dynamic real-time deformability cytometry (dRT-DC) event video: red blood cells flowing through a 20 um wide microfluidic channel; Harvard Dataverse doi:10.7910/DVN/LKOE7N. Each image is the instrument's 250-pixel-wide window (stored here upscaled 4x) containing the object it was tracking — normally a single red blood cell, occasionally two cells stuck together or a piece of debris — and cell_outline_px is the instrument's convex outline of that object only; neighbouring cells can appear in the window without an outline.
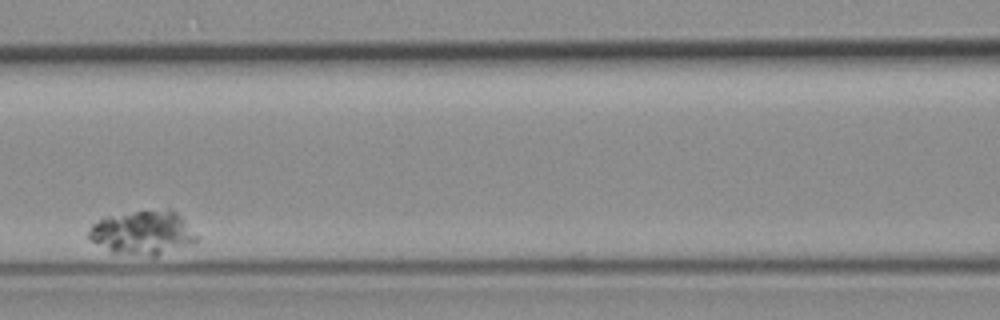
{"species": "common noctule bat (a hibernating species)", "species_latin": "Nyctalus noctula", "temperature_condition": "room temperature", "stored_images_in_passage": 9, "camera_frame_rate_fps": 3000, "um_per_image_px": 0.085, "animal": {"sex": "female", "body_mass_g": 19.3, "forearm_length_mm": 54.1}, "frame": {"image": 1, "passage_image": 7, "time_ms": 8.333, "image_size_px": [1000, 320], "cell_outline_px": [[200, 240], [192, 244], [156, 256], [152, 256], [108, 252], [92, 240], [88, 236], [88, 232], [92, 224], [104, 216], [168, 208], [172, 208], [200, 236]], "centroid_in_image_um": [12.17, 19.78], "position_along_channel_um": 154.4, "area_um2": 27.86}}
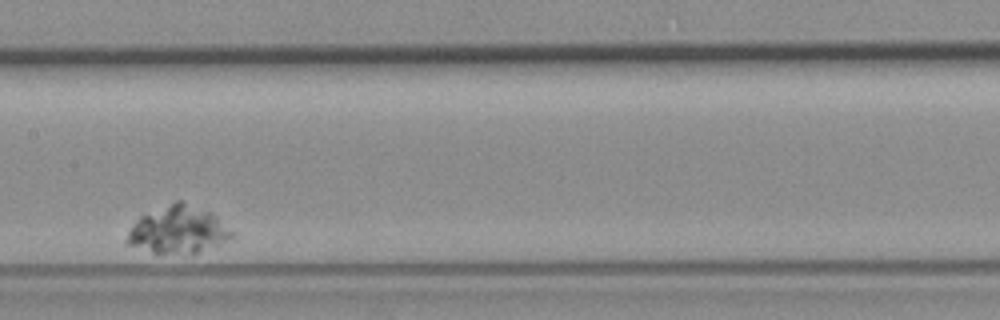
{"frame": {"image": 2, "passage_image": 8, "time_ms": 9.667, "image_size_px": [1000, 320], "cell_outline_px": [[236, 236], [196, 252], [152, 252], [124, 244], [124, 240], [128, 232], [140, 216], [176, 200], [180, 200], [212, 212], [236, 232]], "centroid_in_image_um": [15.14, 19.5], "position_along_channel_um": 192.3, "area_um2": 28.55}}